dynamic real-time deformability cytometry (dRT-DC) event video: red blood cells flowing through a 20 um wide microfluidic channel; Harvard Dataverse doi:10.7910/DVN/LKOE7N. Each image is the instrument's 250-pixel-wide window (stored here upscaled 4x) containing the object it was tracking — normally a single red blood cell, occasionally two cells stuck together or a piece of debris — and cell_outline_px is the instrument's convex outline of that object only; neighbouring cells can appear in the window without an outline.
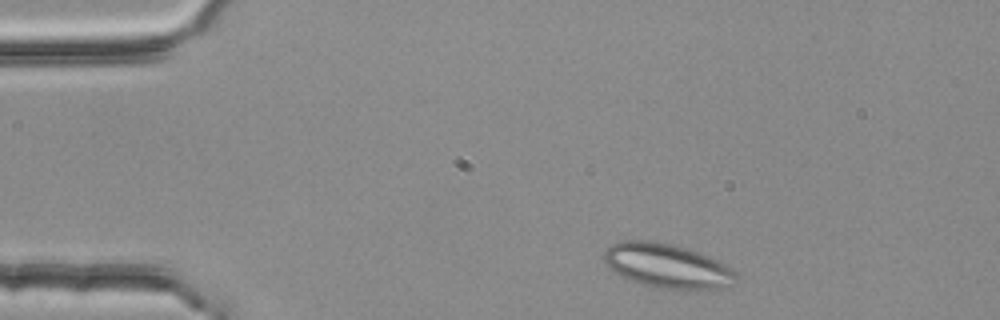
{"species": "common noctule bat (a hibernating species)", "species_latin": "Nyctalus noctula", "temperature_condition": "room temperature", "stored_images_in_passage": 44, "segment_of_instrument_passage": [1, 2], "camera_frame_rate_fps": 3000, "um_per_image_px": 0.085, "animal": {"sex": "female", "body_mass_g": 25.1}, "frame": {"image": 1, "passage_image": 3, "time_ms": 0.667, "image_size_px": [1000, 320], "cell_outline_px": [[740, 276], [728, 288], [656, 288], [640, 284], [620, 276], [612, 272], [608, 268], [600, 256], [612, 244], [620, 240], [648, 240], [676, 244], [700, 252], [720, 260], [732, 268]], "centroid_in_image_um": [56.7, 22.57], "position_along_channel_um": 28.3, "area_um2": 34.8}}